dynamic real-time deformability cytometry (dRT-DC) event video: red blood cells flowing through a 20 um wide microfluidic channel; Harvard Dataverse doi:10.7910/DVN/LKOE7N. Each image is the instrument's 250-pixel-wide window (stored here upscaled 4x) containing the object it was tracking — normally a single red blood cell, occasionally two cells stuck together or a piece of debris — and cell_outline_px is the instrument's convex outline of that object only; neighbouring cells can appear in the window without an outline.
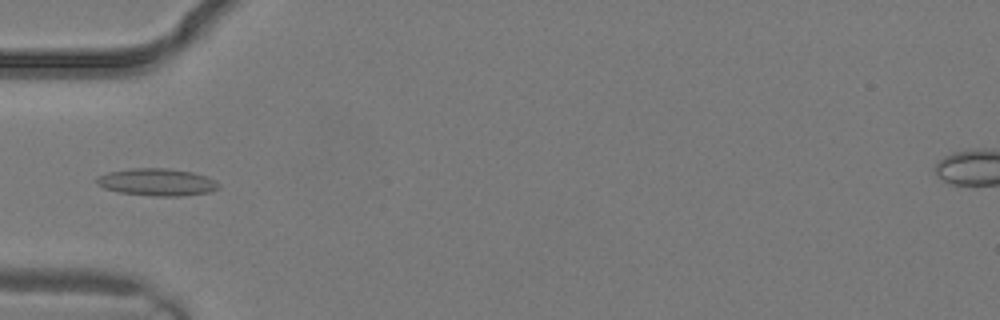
{"species": "common noctule bat (a hibernating species)", "species_latin": "Nyctalus noctula", "temperature_condition": "warm", "stored_images_in_passage": 3, "camera_frame_rate_fps": 3000, "um_per_image_px": 0.085, "animal": {"sex": "male", "body_mass_g": 19.2, "forearm_length_mm": 51.8}, "frame": {"image": 1, "passage_image": 3, "time_ms": 0.667, "image_size_px": [1000, 320], "cell_outline_px": [[220, 188], [208, 192], [180, 196], [152, 196], [120, 192], [104, 188], [96, 184], [96, 180], [100, 176], [108, 172], [132, 168], [168, 168], [192, 172], [216, 180], [220, 184]], "centroid_in_image_um": [13.36, 15.48], "position_along_channel_um": 71.6, "area_um2": 19.31}}